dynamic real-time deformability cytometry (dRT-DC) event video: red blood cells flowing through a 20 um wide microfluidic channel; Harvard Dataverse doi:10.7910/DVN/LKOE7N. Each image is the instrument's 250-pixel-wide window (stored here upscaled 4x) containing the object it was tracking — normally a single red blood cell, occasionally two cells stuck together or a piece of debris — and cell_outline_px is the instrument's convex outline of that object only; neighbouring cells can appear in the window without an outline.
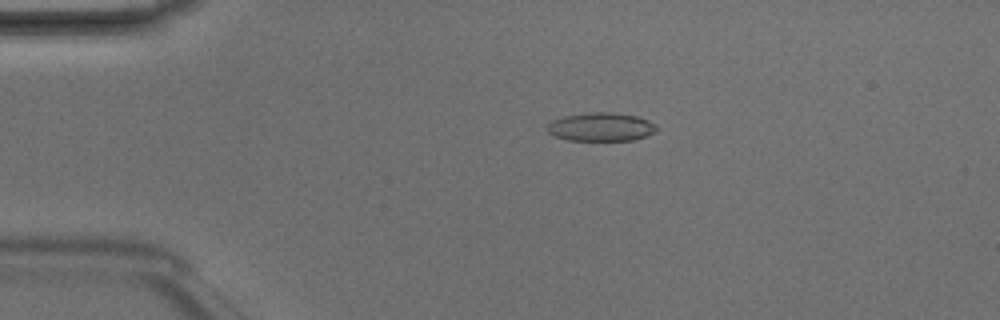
{"species": "Egyptian fruit bat (a non-hibernating species)", "species_latin": "Rousettus aegyptiacus", "temperature_condition": "room temperature", "stored_images_in_passage": 5, "camera_frame_rate_fps": 3000, "um_per_image_px": 0.085, "animal": {"sex": "male"}, "frame": {"image": 1, "passage_image": 3, "time_ms": 0.667, "image_size_px": [1000, 320], "cell_outline_px": [[656, 132], [632, 140], [568, 140], [556, 136], [548, 132], [544, 128], [552, 120], [564, 116], [588, 112], [616, 112], [636, 116], [648, 120], [656, 124]], "centroid_in_image_um": [51.06, 10.77], "position_along_channel_um": 33.9, "area_um2": 18.21}}